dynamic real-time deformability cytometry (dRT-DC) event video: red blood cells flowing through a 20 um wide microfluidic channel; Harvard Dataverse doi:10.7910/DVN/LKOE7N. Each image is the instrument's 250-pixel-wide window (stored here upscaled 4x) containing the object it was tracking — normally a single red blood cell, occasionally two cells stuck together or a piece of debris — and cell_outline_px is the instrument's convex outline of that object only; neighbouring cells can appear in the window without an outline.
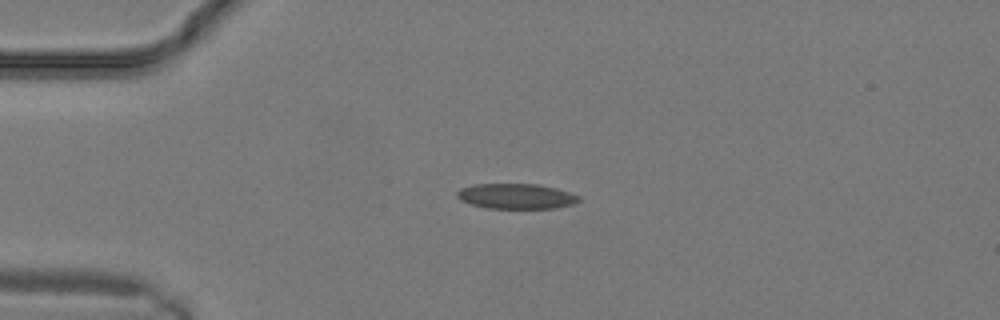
{"species": "common noctule bat (a hibernating species)", "species_latin": "Nyctalus noctula", "temperature_condition": "warm", "stored_images_in_passage": 17, "camera_frame_rate_fps": 3000, "um_per_image_px": 0.085, "animal": {"sex": "male", "body_mass_g": 19.2, "forearm_length_mm": 51.8}, "frame": {"image": 1, "passage_image": 6, "time_ms": 1.667, "image_size_px": [1000, 320], "cell_outline_px": [[580, 200], [572, 204], [556, 208], [488, 208], [472, 204], [460, 200], [456, 196], [456, 192], [460, 188], [472, 184], [536, 184], [556, 188], [580, 196]], "centroid_in_image_um": [43.85, 16.67], "position_along_channel_um": 41.2, "area_um2": 17.86}}
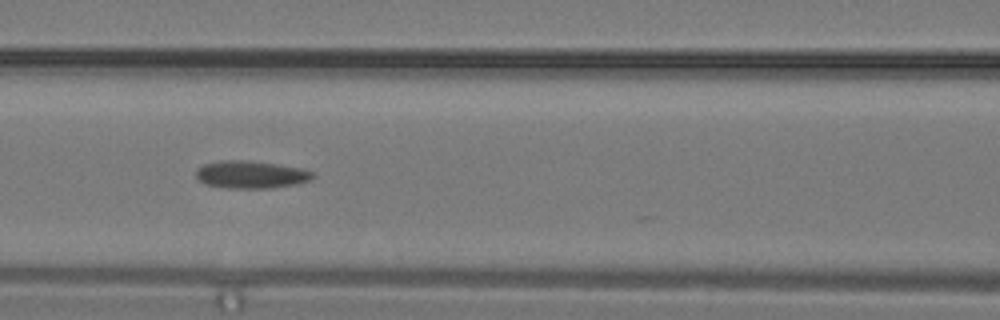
{"frame": {"image": 2, "passage_image": 11, "time_ms": 3.333, "image_size_px": [1000, 320], "cell_outline_px": [[316, 176], [312, 180], [296, 184], [272, 188], [224, 188], [204, 184], [196, 180], [196, 168], [204, 164], [220, 160], [248, 160], [304, 168], [312, 172]], "centroid_in_image_um": [21.32, 14.84], "position_along_channel_um": 145.3, "area_um2": 19.13}}
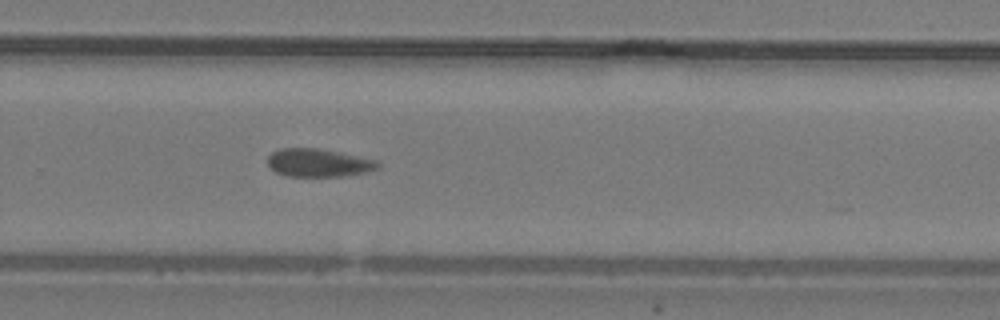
{"frame": {"image": 3, "passage_image": 17, "time_ms": 5.333, "image_size_px": [1000, 320], "cell_outline_px": [[380, 168], [368, 172], [348, 176], [288, 176], [276, 172], [268, 168], [268, 156], [272, 152], [280, 148], [316, 148], [376, 160], [380, 164]], "centroid_in_image_um": [27.06, 13.85], "position_along_channel_um": 302.7, "area_um2": 18.03}}